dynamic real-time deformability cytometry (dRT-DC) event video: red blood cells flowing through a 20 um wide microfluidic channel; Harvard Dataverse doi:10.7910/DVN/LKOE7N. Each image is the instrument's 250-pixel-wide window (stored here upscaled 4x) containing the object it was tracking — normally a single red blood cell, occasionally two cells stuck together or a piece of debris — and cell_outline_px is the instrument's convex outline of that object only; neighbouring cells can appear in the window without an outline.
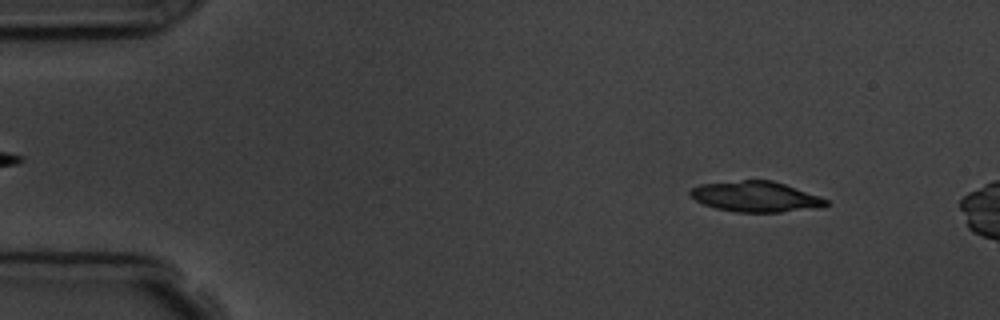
{"species": "common noctule bat (a hibernating species)", "species_latin": "Nyctalus noctula", "temperature_condition": "room temperature", "stored_images_in_passage": 3, "camera_frame_rate_fps": 3000, "um_per_image_px": 0.085, "animal": {"sex": "male", "body_mass_g": 19.5, "forearm_length_mm": 54.6}, "frame": {"image": 1, "passage_image": 1, "time_ms": 0.0, "image_size_px": [1000, 320], "cell_outline_px": [[828, 204], [820, 208], [780, 212], [736, 212], [716, 208], [704, 204], [696, 200], [688, 192], [692, 188], [700, 184], [744, 180], [772, 180], [820, 196], [828, 200]], "centroid_in_image_um": [64.26, 16.72], "position_along_channel_um": 20.7, "area_um2": 24.04}}